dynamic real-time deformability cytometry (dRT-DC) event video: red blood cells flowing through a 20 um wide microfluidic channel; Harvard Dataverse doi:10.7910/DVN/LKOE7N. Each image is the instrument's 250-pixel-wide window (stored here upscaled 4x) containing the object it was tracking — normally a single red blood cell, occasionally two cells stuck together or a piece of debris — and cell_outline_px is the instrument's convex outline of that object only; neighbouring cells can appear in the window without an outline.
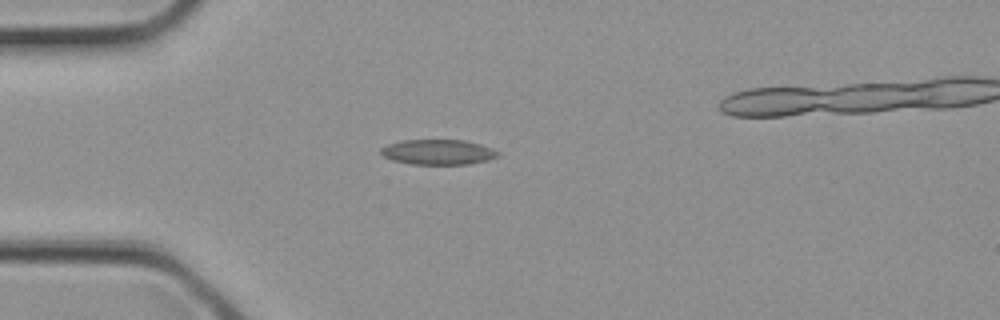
{"species": "common noctule bat (a hibernating species)", "species_latin": "Nyctalus noctula", "temperature_condition": "cold", "stored_images_in_passage": 2, "camera_frame_rate_fps": 3000, "um_per_image_px": 0.085, "animal": {"sex": "female", "body_mass_g": 21.9}, "frame": {"image": 1, "passage_image": 1, "time_ms": 0.0, "image_size_px": [1000, 320], "cell_outline_px": [[500, 156], [488, 160], [468, 164], [412, 164], [392, 160], [384, 156], [380, 152], [380, 148], [388, 144], [400, 140], [464, 140], [480, 144], [492, 148], [500, 152]], "centroid_in_image_um": [37.25, 12.92], "position_along_channel_um": 47.7, "area_um2": 17.22}}